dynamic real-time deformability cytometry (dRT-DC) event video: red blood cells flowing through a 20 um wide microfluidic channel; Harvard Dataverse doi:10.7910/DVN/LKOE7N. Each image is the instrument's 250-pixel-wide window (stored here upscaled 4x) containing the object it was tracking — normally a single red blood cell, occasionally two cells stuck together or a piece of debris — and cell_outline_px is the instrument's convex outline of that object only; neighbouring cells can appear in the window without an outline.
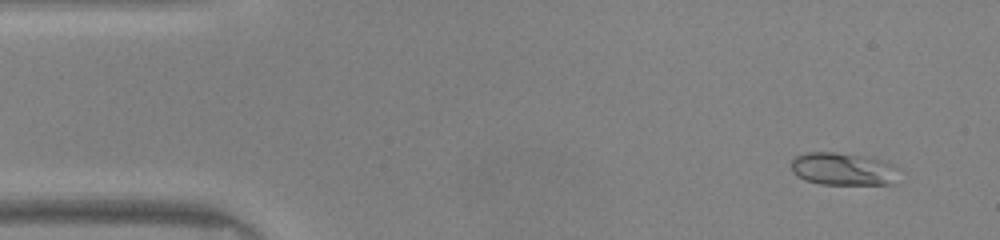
{"species": "common noctule bat (a hibernating species)", "species_latin": "Nyctalus noctula", "temperature_condition": "warm", "stored_images_in_passage": 48, "camera_frame_rate_fps": 3000, "um_per_image_px": 0.085, "animal": {"sex": "male", "body_mass_g": 20.0, "forearm_length_mm": 53.3}, "frame": {"image": 1, "passage_image": 3, "time_ms": 0.667, "image_size_px": [1000, 240], "cell_outline_px": [[900, 168], [892, 184], [820, 184], [804, 180], [796, 176], [792, 172], [788, 164], [796, 156], [808, 152], [836, 152], [876, 156], [888, 160], [896, 164]], "centroid_in_image_um": [71.7, 14.33], "position_along_channel_um": 13.3, "area_um2": 21.39}}
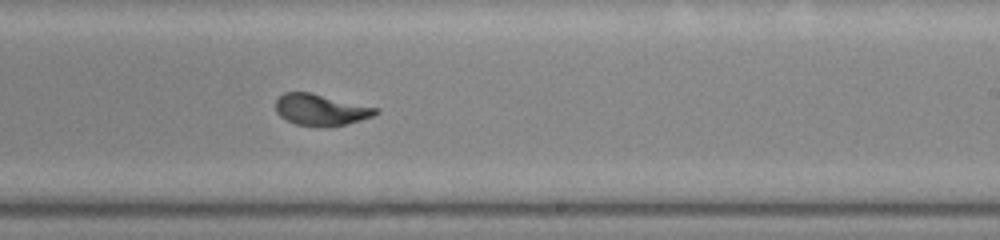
{"frame": {"image": 2, "passage_image": 28, "time_ms": 9.0, "image_size_px": [1000, 240], "cell_outline_px": [[380, 112], [372, 116], [360, 120], [344, 124], [324, 128], [320, 128], [296, 124], [280, 116], [276, 112], [276, 100], [284, 92], [308, 92], [380, 108]], "centroid_in_image_um": [27.27, 9.34], "position_along_channel_um": 261.7, "area_um2": 18.32}}
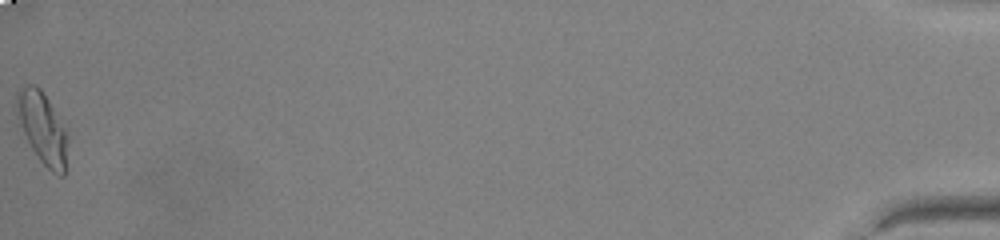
{"frame": {"image": 3, "passage_image": 48, "time_ms": 15.667, "image_size_px": [1000, 240], "cell_outline_px": [[68, 140], [64, 176], [60, 176], [52, 172], [40, 160], [32, 148], [20, 124], [16, 104], [16, 92], [24, 84], [32, 84], [40, 88], [48, 100], [64, 128], [68, 136]], "centroid_in_image_um": [3.61, 10.87], "position_along_channel_um": 431.6, "area_um2": 20.75}, "authors_computed_cell_mechanics": {"area_um2": 18.8717, "velocity_mm_per_s": 4.1644, "shape_relaxation_time_tau1_ms": 3.9222, "shape_relaxation_time_tau2_ms": null, "deformation_change_tau1": 0.2122, "deformation_change_tau2": null}}